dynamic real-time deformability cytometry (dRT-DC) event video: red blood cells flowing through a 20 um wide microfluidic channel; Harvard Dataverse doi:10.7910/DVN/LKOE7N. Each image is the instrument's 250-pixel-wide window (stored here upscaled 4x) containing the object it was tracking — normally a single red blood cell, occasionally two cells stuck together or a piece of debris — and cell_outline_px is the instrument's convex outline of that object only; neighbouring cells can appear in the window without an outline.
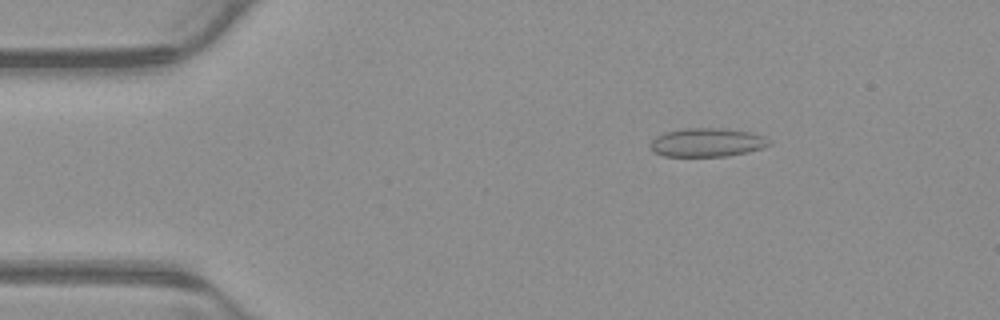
{"species": "common noctule bat (a hibernating species)", "species_latin": "Nyctalus noctula", "temperature_condition": "warm", "stored_images_in_passage": 52, "camera_frame_rate_fps": 3000, "um_per_image_px": 0.085, "animal": {"sex": "male", "body_mass_g": 23.1, "forearm_length_mm": 52.7}, "frame": {"image": 1, "passage_image": 8, "time_ms": 2.333, "image_size_px": [1000, 320], "cell_outline_px": [[772, 144], [764, 148], [748, 152], [728, 156], [664, 156], [656, 152], [652, 148], [652, 140], [656, 136], [664, 132], [684, 128], [724, 128], [752, 132], [764, 136], [772, 140]], "centroid_in_image_um": [60.19, 12.1], "position_along_channel_um": 24.8, "area_um2": 20.0}}
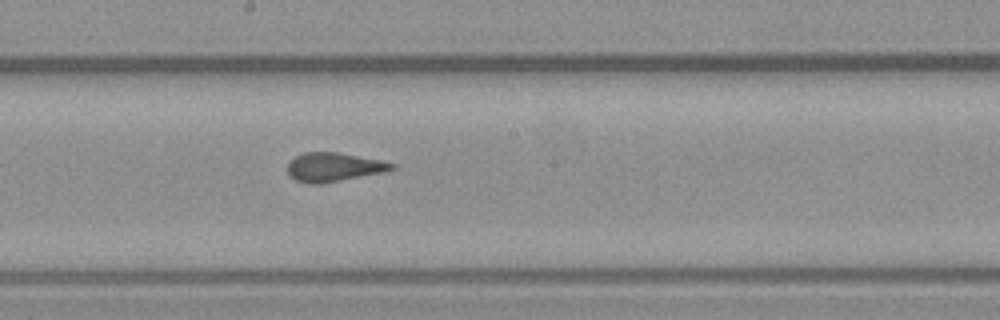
{"frame": {"image": 2, "passage_image": 28, "time_ms": 9.0, "image_size_px": [1000, 320], "cell_outline_px": [[396, 168], [384, 172], [320, 184], [308, 184], [296, 180], [288, 172], [288, 164], [296, 156], [304, 152], [336, 152], [380, 160], [396, 164]], "centroid_in_image_um": [28.38, 14.2], "position_along_channel_um": 219.8, "area_um2": 17.34}}
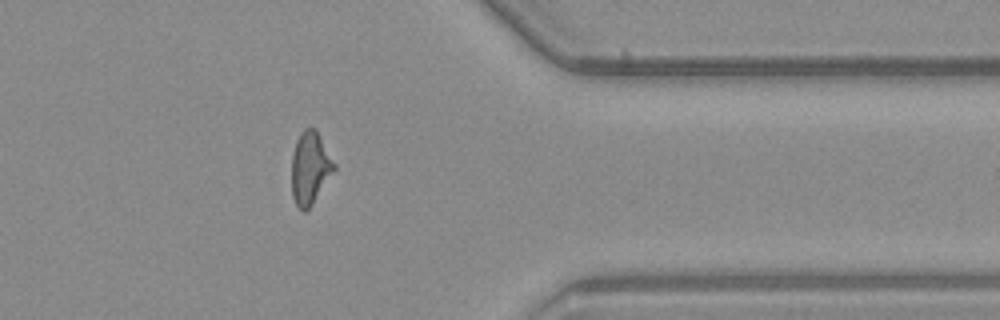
{"frame": {"image": 3, "passage_image": 42, "time_ms": 13.667, "image_size_px": [1000, 320], "cell_outline_px": [[336, 168], [312, 204], [304, 212], [296, 204], [292, 196], [292, 156], [296, 140], [300, 132], [304, 128], [316, 128], [336, 164]], "centroid_in_image_um": [26.36, 14.24], "position_along_channel_um": 385.0, "area_um2": 17.92}, "authors_computed_cell_mechanics": {"area_um2": 18.0336, "velocity_mm_per_s": 3.8945, "shape_relaxation_time_tau1_ms": null, "shape_relaxation_time_tau2_ms": 1.0521, "deformation_change_tau1": null, "deformation_change_tau2": 0.0602}}